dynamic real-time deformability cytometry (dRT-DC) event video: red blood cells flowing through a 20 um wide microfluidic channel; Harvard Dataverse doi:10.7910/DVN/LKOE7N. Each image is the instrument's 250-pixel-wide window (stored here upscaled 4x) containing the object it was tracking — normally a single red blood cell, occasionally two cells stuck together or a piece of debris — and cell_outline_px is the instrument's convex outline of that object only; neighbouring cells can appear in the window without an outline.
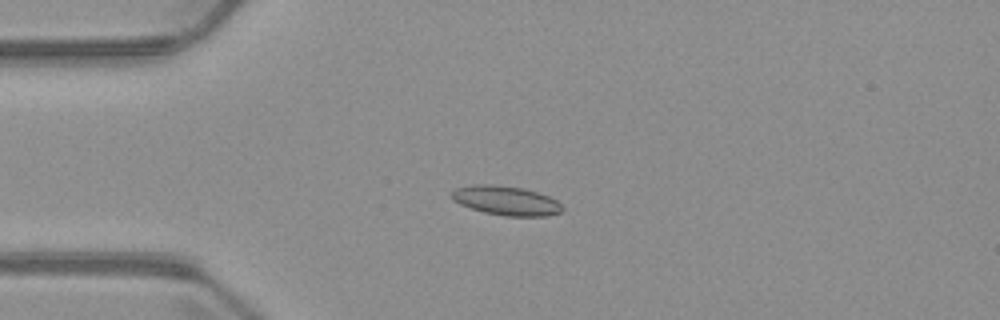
{"species": "common noctule bat (a hibernating species)", "species_latin": "Nyctalus noctula", "temperature_condition": "warm", "stored_images_in_passage": 6, "camera_frame_rate_fps": 3000, "um_per_image_px": 0.085, "animal": {"sex": "male", "body_mass_g": 23.1, "forearm_length_mm": 52.7}, "frame": {"image": 1, "passage_image": 4, "time_ms": 3.333, "image_size_px": [1000, 320], "cell_outline_px": [[564, 208], [560, 212], [548, 216], [504, 216], [484, 212], [460, 204], [452, 200], [448, 196], [456, 188], [472, 184], [492, 184], [524, 188], [548, 196], [556, 200]], "centroid_in_image_um": [42.98, 17.04], "position_along_channel_um": 42.0, "area_um2": 18.96}}
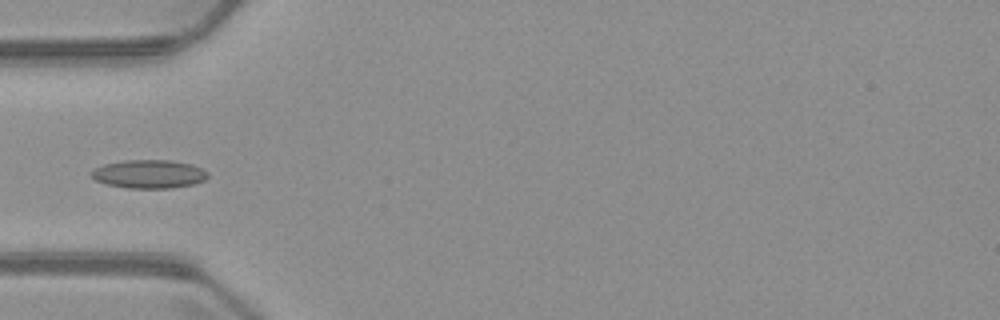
{"frame": {"image": 2, "passage_image": 5, "time_ms": 4.667, "image_size_px": [1000, 320], "cell_outline_px": [[208, 176], [204, 180], [192, 184], [168, 188], [128, 188], [108, 184], [96, 180], [88, 172], [104, 164], [124, 160], [172, 160], [192, 164], [208, 172]], "centroid_in_image_um": [12.66, 14.78], "position_along_channel_um": 72.3, "area_um2": 19.19}}
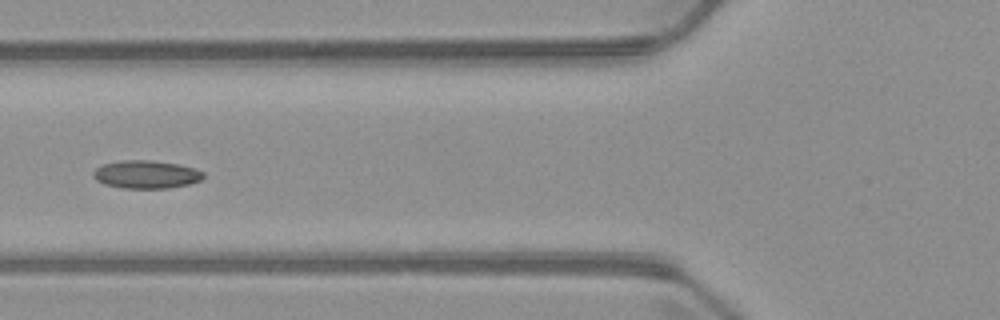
{"frame": {"image": 3, "passage_image": 6, "time_ms": 5.667, "image_size_px": [1000, 320], "cell_outline_px": [[204, 176], [200, 180], [188, 184], [168, 188], [124, 188], [104, 184], [96, 180], [92, 176], [92, 172], [100, 164], [120, 160], [152, 160], [180, 164], [196, 168], [204, 172]], "centroid_in_image_um": [12.4, 14.81], "position_along_channel_um": 113.4, "area_um2": 18.21}}